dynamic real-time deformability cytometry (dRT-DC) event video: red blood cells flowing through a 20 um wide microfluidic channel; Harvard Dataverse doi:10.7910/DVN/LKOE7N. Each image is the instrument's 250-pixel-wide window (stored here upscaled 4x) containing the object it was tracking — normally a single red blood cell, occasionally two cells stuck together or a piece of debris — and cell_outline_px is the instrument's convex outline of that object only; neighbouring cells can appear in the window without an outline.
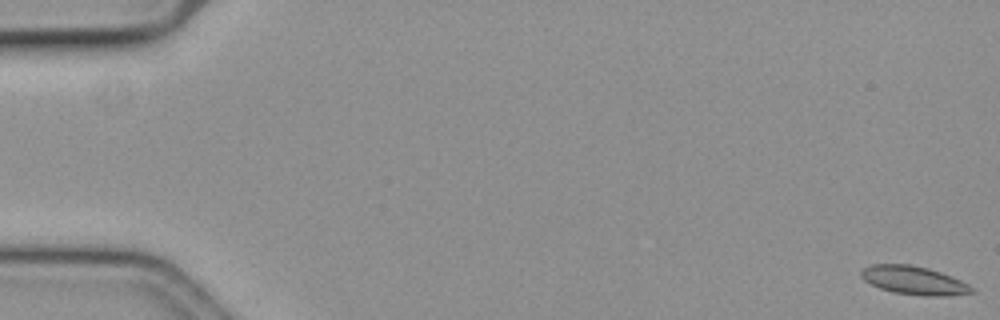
{"species": "common noctule bat (a hibernating species)", "species_latin": "Nyctalus noctula", "temperature_condition": "cold", "stored_images_in_passage": 32, "camera_frame_rate_fps": 3000, "um_per_image_px": 0.085, "animal": {"sex": "female", "body_mass_g": 19.3, "forearm_length_mm": 54.1}, "frame": {"image": 1, "passage_image": 1, "time_ms": 0.0, "image_size_px": [1000, 320], "cell_outline_px": [[976, 292], [948, 296], [924, 296], [892, 292], [880, 288], [864, 280], [860, 276], [860, 272], [864, 268], [872, 264], [912, 264], [928, 268], [952, 276], [968, 284]], "centroid_in_image_um": [77.69, 23.83], "position_along_channel_um": 7.3, "area_um2": 18.38}}
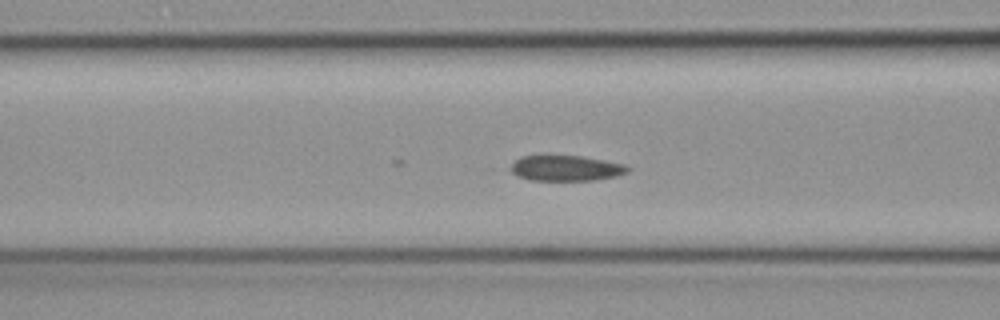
{"frame": {"image": 2, "passage_image": 24, "time_ms": 7.667, "image_size_px": [1000, 320], "cell_outline_px": [[632, 168], [628, 172], [616, 176], [596, 180], [528, 180], [512, 172], [512, 164], [520, 156], [580, 156], [604, 160], [624, 164]], "centroid_in_image_um": [48.16, 14.3], "position_along_channel_um": 118.4, "area_um2": 17.22}}
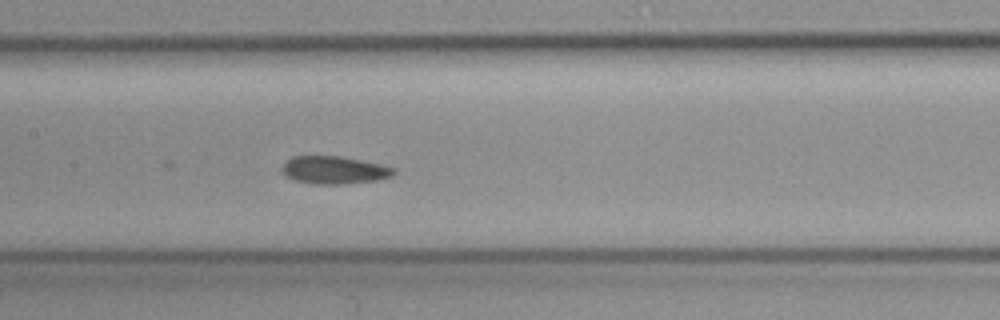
{"frame": {"image": 3, "passage_image": 29, "time_ms": 9.333, "image_size_px": [1000, 320], "cell_outline_px": [[396, 172], [392, 176], [380, 180], [340, 184], [312, 184], [292, 180], [284, 176], [280, 172], [284, 164], [292, 156], [340, 156], [380, 164], [396, 168]], "centroid_in_image_um": [28.39, 14.46], "position_along_channel_um": 179.0, "area_um2": 18.26}}